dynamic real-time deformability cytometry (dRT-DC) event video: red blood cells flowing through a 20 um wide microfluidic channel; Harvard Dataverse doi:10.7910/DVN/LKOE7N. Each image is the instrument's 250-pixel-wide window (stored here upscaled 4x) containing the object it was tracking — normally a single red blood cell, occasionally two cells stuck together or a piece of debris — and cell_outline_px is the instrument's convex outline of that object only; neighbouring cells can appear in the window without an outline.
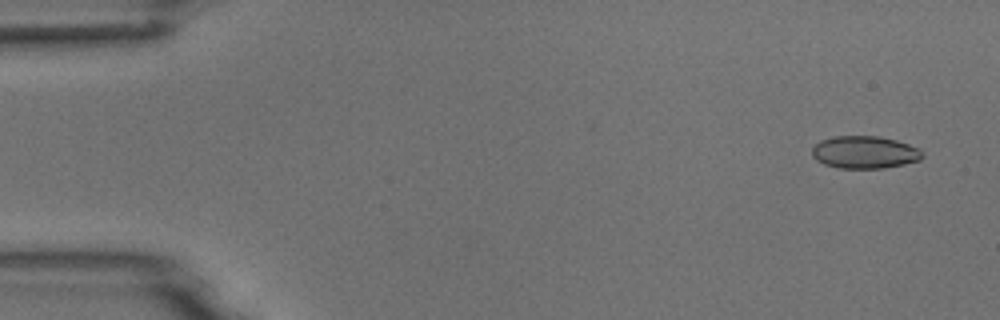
{"species": "common noctule bat (a hibernating species)", "species_latin": "Nyctalus noctula", "temperature_condition": "room temperature", "stored_images_in_passage": 5, "camera_frame_rate_fps": 3000, "um_per_image_px": 0.085, "animal": {"sex": "male", "body_mass_g": 18.8}, "frame": {"image": 1, "passage_image": 1, "time_ms": 0.0, "image_size_px": [1000, 320], "cell_outline_px": [[924, 156], [920, 160], [904, 164], [884, 168], [840, 168], [824, 164], [816, 160], [812, 156], [812, 148], [820, 140], [832, 136], [880, 136], [896, 140], [920, 148]], "centroid_in_image_um": [73.5, 12.94], "position_along_channel_um": 11.5, "area_um2": 21.04}}
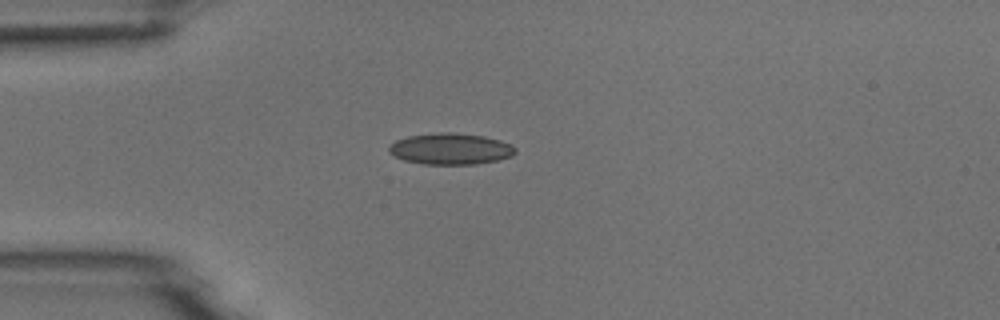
{"frame": {"image": 2, "passage_image": 4, "time_ms": 3.667, "image_size_px": [1000, 320], "cell_outline_px": [[516, 152], [512, 156], [496, 160], [476, 164], [424, 164], [404, 160], [388, 152], [388, 148], [396, 140], [408, 136], [440, 132], [452, 132], [484, 136], [500, 140], [512, 144], [516, 148]], "centroid_in_image_um": [38.32, 12.65], "position_along_channel_um": 46.7, "area_um2": 23.0}}